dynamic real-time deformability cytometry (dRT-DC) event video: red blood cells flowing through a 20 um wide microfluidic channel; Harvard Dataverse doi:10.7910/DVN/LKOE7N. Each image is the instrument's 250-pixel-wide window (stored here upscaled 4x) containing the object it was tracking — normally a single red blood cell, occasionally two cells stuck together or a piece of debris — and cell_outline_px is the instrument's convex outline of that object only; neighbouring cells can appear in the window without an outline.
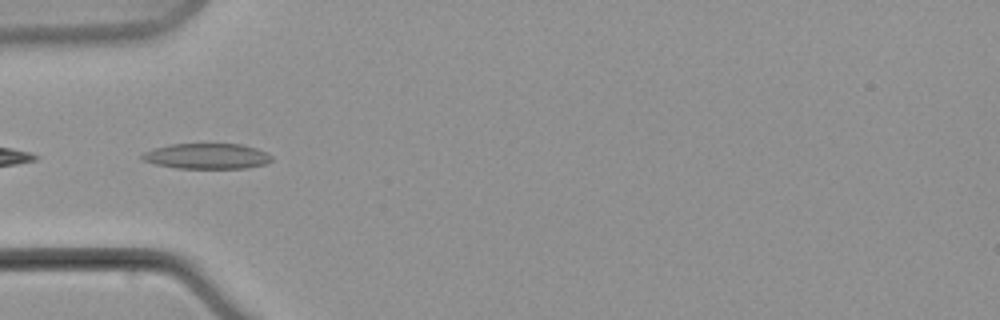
{"species": "common noctule bat (a hibernating species)", "species_latin": "Nyctalus noctula", "temperature_condition": "warm", "stored_images_in_passage": 7, "camera_frame_rate_fps": 3000, "um_per_image_px": 0.085, "animal": {"sex": "male", "body_mass_g": 21.5, "forearm_length_mm": 52.0}, "frame": {"image": 1, "passage_image": 5, "time_ms": 5.0, "image_size_px": [1000, 320], "cell_outline_px": [[272, 160], [264, 164], [248, 168], [176, 168], [156, 164], [140, 160], [140, 156], [144, 152], [156, 148], [172, 144], [240, 144], [256, 148], [272, 156]], "centroid_in_image_um": [17.57, 13.28], "position_along_channel_um": 67.4, "area_um2": 19.13}}
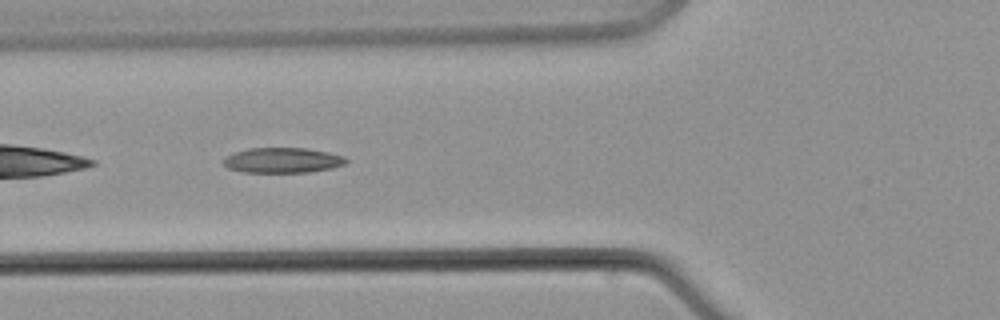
{"frame": {"image": 2, "passage_image": 6, "time_ms": 6.333, "image_size_px": [1000, 320], "cell_outline_px": [[348, 160], [344, 164], [332, 168], [308, 172], [244, 172], [228, 168], [224, 164], [224, 156], [248, 148], [308, 148], [328, 152], [344, 156]], "centroid_in_image_um": [24.02, 13.62], "position_along_channel_um": 101.8, "area_um2": 17.98}}